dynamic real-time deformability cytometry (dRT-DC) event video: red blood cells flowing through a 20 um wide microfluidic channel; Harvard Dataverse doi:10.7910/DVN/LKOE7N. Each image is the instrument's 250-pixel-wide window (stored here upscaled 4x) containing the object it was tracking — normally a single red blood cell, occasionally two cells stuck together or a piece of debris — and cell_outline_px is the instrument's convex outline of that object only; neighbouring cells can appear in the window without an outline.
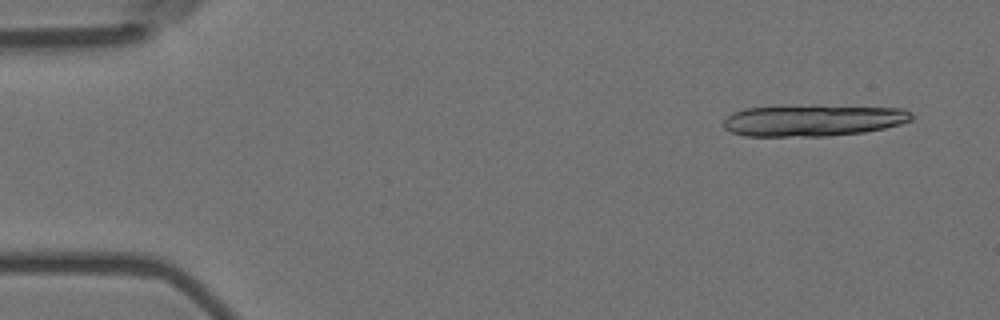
{"species": "Egyptian fruit bat (a non-hibernating species)", "species_latin": "Rousettus aegyptiacus", "temperature_condition": "room temperature", "stored_images_in_passage": 4, "camera_frame_rate_fps": 3000, "um_per_image_px": 0.085, "animal": {"sex": "female"}, "frame": {"image": 1, "passage_image": 1, "time_ms": 0.0, "image_size_px": [1000, 320], "cell_outline_px": [[912, 120], [900, 124], [884, 128], [864, 132], [824, 136], [744, 136], [732, 132], [724, 128], [724, 120], [732, 112], [744, 108], [816, 104], [904, 108], [912, 112]], "centroid_in_image_um": [69.14, 10.2], "position_along_channel_um": 15.9, "area_um2": 35.26}}